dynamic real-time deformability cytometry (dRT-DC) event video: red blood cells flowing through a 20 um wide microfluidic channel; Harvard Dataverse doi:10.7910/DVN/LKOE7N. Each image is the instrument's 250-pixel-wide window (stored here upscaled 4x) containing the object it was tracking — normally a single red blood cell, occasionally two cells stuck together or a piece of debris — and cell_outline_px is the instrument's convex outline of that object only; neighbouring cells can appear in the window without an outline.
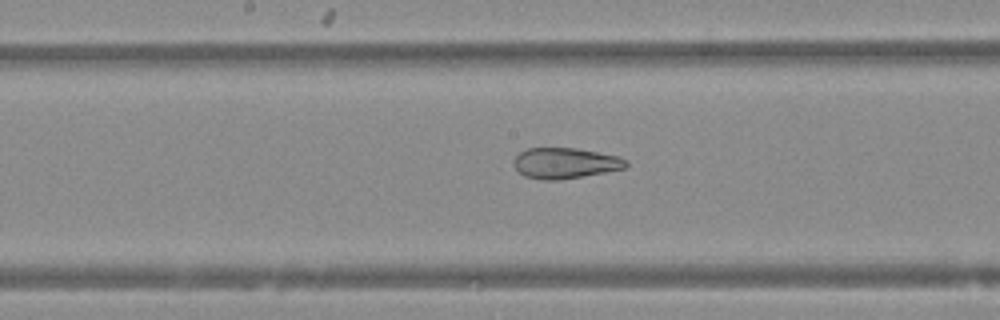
{"species": "Egyptian fruit bat (a non-hibernating species)", "species_latin": "Rousettus aegyptiacus", "temperature_condition": "warm", "stored_images_in_passage": 51, "camera_frame_rate_fps": 3000, "um_per_image_px": 0.085, "animal": {"sex": "female"}, "frame": {"image": 1, "passage_image": 27, "time_ms": 8.667, "image_size_px": [1000, 320], "cell_outline_px": [[628, 164], [624, 168], [604, 172], [560, 180], [544, 180], [524, 176], [512, 164], [512, 160], [520, 152], [528, 148], [576, 148], [620, 156], [628, 160]], "centroid_in_image_um": [48.03, 13.86], "position_along_channel_um": 200.2, "area_um2": 20.11}}
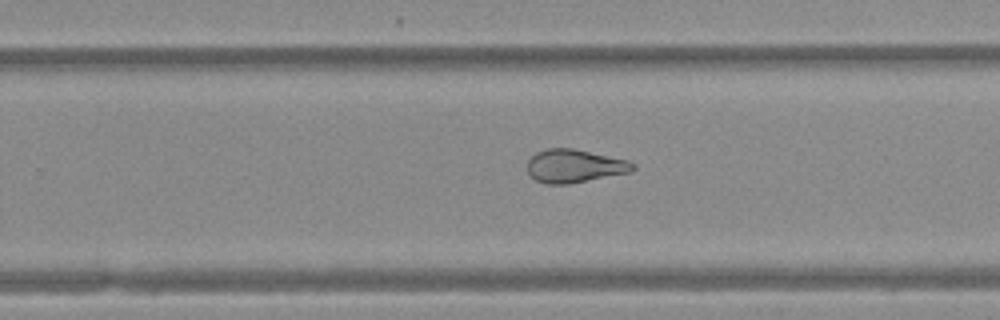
{"frame": {"image": 2, "passage_image": 33, "time_ms": 10.667, "image_size_px": [1000, 320], "cell_outline_px": [[636, 168], [632, 172], [568, 184], [544, 184], [536, 180], [528, 172], [528, 160], [536, 152], [548, 148], [572, 148], [628, 160], [636, 164]], "centroid_in_image_um": [48.85, 14.11], "position_along_channel_um": 280.9, "area_um2": 20.46}}
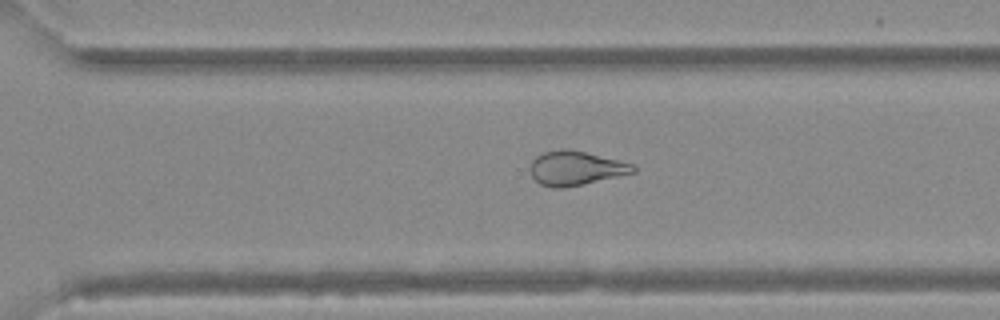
{"frame": {"image": 3, "passage_image": 36, "time_ms": 11.667, "image_size_px": [1000, 320], "cell_outline_px": [[636, 172], [584, 184], [560, 188], [552, 188], [540, 184], [532, 176], [528, 168], [532, 160], [536, 156], [544, 152], [560, 148], [568, 148], [632, 164], [636, 168]], "centroid_in_image_um": [48.88, 14.29], "position_along_channel_um": 321.7, "area_um2": 20.46}}